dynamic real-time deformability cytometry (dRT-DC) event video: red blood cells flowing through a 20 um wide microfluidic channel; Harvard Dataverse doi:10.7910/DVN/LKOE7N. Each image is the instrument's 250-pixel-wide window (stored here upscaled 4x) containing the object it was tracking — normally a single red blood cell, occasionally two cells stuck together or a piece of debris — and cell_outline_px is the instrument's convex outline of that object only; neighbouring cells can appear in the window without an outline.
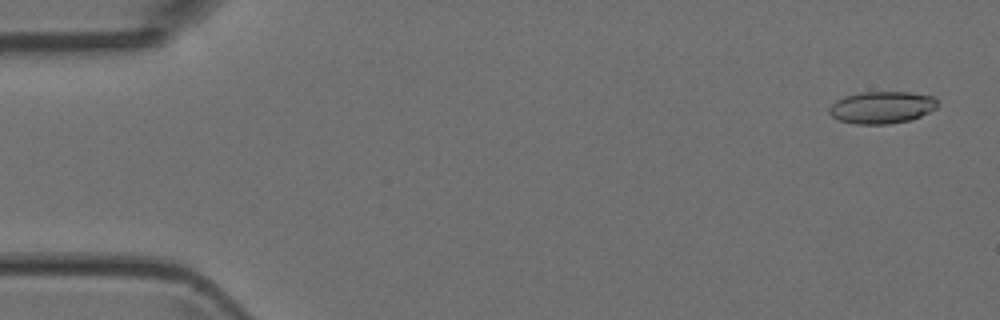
{"species": "Egyptian fruit bat (a non-hibernating species)", "species_latin": "Rousettus aegyptiacus", "temperature_condition": "room temperature", "stored_images_in_passage": 48, "camera_frame_rate_fps": 3000, "um_per_image_px": 0.085, "animal": {"sex": "female"}, "frame": {"image": 1, "passage_image": 1, "time_ms": 0.0, "image_size_px": [1000, 320], "cell_outline_px": [[940, 104], [936, 108], [912, 120], [888, 124], [852, 124], [840, 120], [832, 116], [828, 112], [828, 108], [836, 100], [844, 96], [860, 92], [908, 92], [932, 96]], "centroid_in_image_um": [74.94, 9.13], "position_along_channel_um": 10.1, "area_um2": 20.4}}
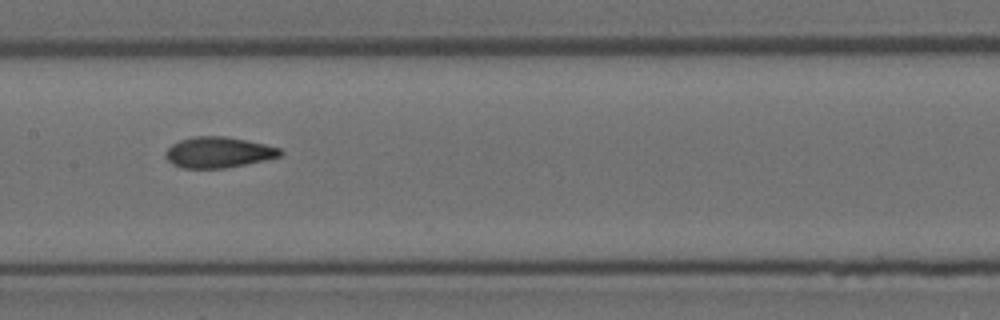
{"frame": {"image": 2, "passage_image": 23, "time_ms": 7.333, "image_size_px": [1000, 320], "cell_outline_px": [[284, 152], [280, 156], [264, 160], [224, 168], [184, 168], [172, 164], [168, 160], [168, 148], [172, 144], [180, 140], [192, 136], [224, 136], [264, 144], [280, 148]], "centroid_in_image_um": [18.58, 12.94], "position_along_channel_um": 188.8, "area_um2": 20.23}}
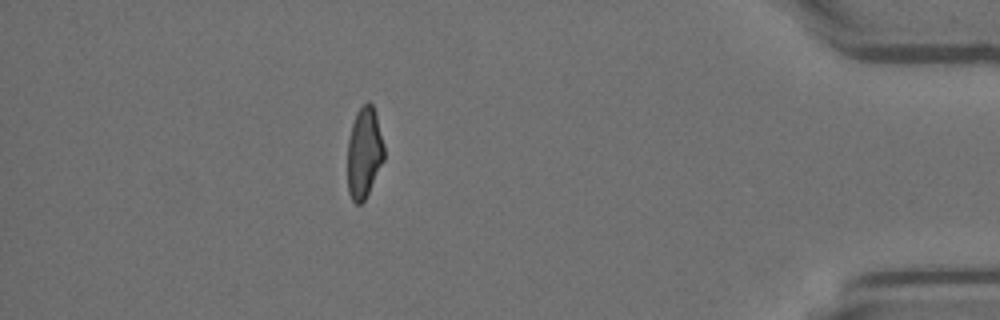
{"frame": {"image": 3, "passage_image": 42, "time_ms": 13.667, "image_size_px": [1000, 320], "cell_outline_px": [[384, 160], [364, 200], [360, 204], [356, 204], [352, 200], [348, 192], [348, 140], [352, 124], [356, 112], [368, 100], [372, 104], [376, 112], [384, 144]], "centroid_in_image_um": [30.96, 12.95], "position_along_channel_um": 404.2, "area_um2": 19.36}}